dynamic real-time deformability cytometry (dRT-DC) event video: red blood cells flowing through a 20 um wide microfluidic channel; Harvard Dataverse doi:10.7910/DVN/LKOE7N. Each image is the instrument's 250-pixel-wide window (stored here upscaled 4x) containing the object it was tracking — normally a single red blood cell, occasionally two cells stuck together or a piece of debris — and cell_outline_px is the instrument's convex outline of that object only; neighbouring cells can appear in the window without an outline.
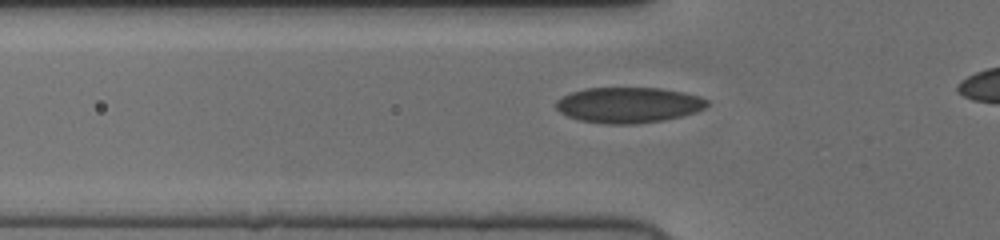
{"species": "human", "species_latin": "Homo sapiens", "temperature_condition": "cold", "stored_images_in_passage": 41, "camera_frame_rate_fps": 3000, "um_per_image_px": 0.085, "donor": {"sex": "female"}, "frame": {"image": 1, "passage_image": 13, "time_ms": 4.0, "image_size_px": [1000, 240], "cell_outline_px": [[708, 104], [704, 108], [696, 112], [664, 120], [632, 124], [604, 124], [580, 120], [568, 116], [560, 112], [556, 108], [556, 100], [572, 92], [588, 88], [660, 88], [684, 92], [700, 96], [708, 100]], "centroid_in_image_um": [53.44, 8.92], "position_along_channel_um": 72.4, "area_um2": 31.27}}
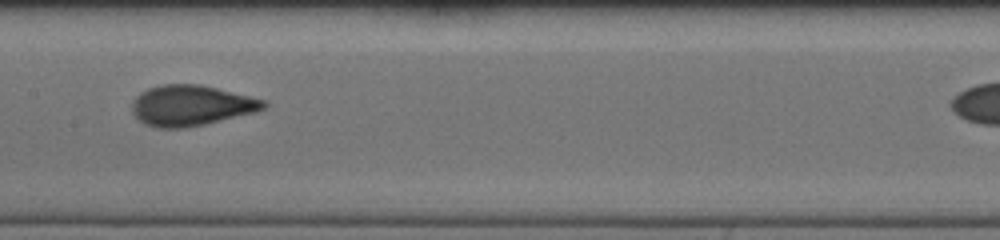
{"frame": {"image": 2, "passage_image": 22, "time_ms": 7.0, "image_size_px": [1000, 240], "cell_outline_px": [[268, 104], [264, 108], [256, 112], [204, 124], [184, 128], [156, 128], [144, 124], [132, 112], [132, 104], [136, 96], [140, 92], [148, 88], [160, 84], [200, 84], [264, 100]], "centroid_in_image_um": [16.21, 8.97], "position_along_channel_um": 191.2, "area_um2": 30.98}}
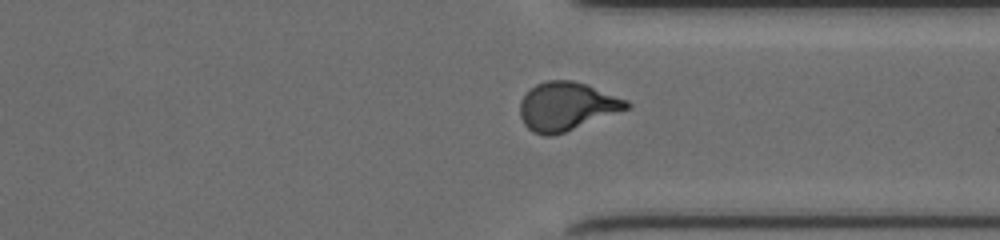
{"frame": {"image": 3, "passage_image": 35, "time_ms": 11.333, "image_size_px": [1000, 240], "cell_outline_px": [[632, 104], [628, 108], [564, 132], [552, 136], [544, 136], [532, 132], [524, 124], [520, 116], [520, 100], [536, 84], [544, 80], [572, 80], [588, 84], [628, 100]], "centroid_in_image_um": [48.15, 9.02], "position_along_channel_um": 363.3, "area_um2": 29.94}}